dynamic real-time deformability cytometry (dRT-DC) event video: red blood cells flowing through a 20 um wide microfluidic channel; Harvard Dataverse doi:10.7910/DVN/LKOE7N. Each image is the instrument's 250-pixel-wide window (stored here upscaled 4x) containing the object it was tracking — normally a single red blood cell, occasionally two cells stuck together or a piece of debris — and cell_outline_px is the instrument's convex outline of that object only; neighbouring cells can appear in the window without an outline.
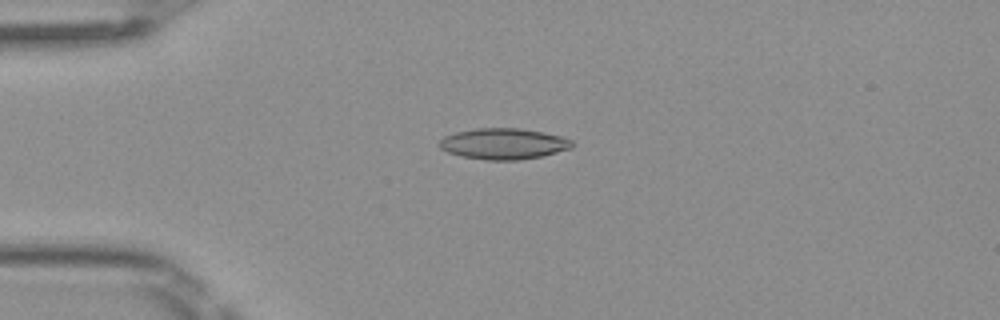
{"species": "Egyptian fruit bat (a non-hibernating species)", "species_latin": "Rousettus aegyptiacus", "temperature_condition": "room temperature", "stored_images_in_passage": 4, "camera_frame_rate_fps": 3000, "um_per_image_px": 0.085, "frame": {"image": 1, "passage_image": 4, "time_ms": 1.0, "image_size_px": [1000, 320], "cell_outline_px": [[572, 148], [540, 156], [520, 160], [488, 160], [460, 156], [448, 152], [440, 148], [436, 144], [444, 136], [456, 132], [476, 128], [520, 128], [544, 132], [560, 136], [572, 140]], "centroid_in_image_um": [42.76, 12.21], "position_along_channel_um": 42.2, "area_um2": 23.99}}